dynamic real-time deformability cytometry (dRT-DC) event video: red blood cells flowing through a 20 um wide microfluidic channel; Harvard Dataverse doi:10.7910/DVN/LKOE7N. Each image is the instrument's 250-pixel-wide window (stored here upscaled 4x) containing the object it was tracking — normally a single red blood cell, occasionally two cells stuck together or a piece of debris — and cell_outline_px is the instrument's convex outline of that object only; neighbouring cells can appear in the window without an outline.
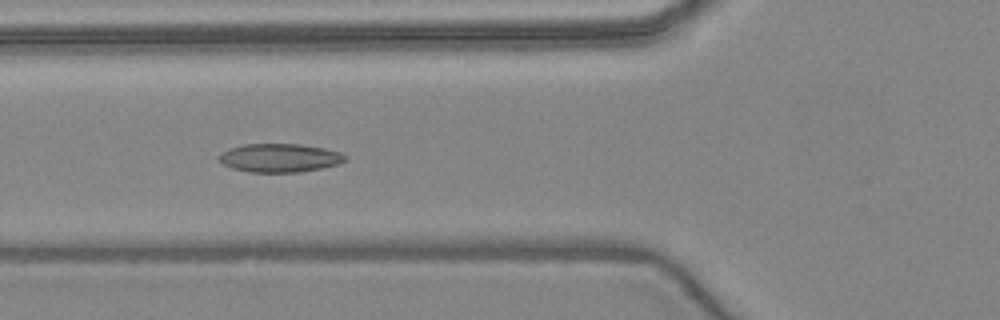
{"species": "common noctule bat (a hibernating species)", "species_latin": "Nyctalus noctula", "temperature_condition": "warm", "stored_images_in_passage": 5, "camera_frame_rate_fps": 3000, "um_per_image_px": 0.085, "animal": {"sex": "female", "body_mass_g": 24.6, "forearm_length_mm": 56.2}, "frame": {"image": 1, "passage_image": 4, "time_ms": 4.667, "image_size_px": [1000, 320], "cell_outline_px": [[348, 156], [340, 164], [300, 172], [248, 172], [232, 168], [224, 164], [216, 156], [228, 148], [244, 144], [300, 144], [324, 148], [340, 152]], "centroid_in_image_um": [23.76, 13.41], "position_along_channel_um": 102.0, "area_um2": 21.04}}
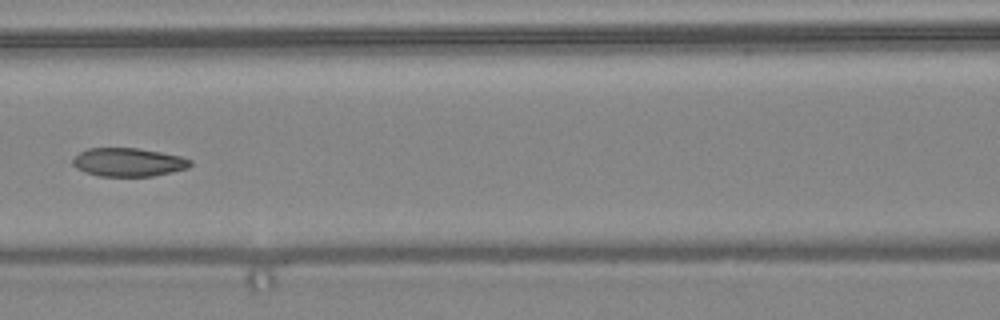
{"frame": {"image": 2, "passage_image": 5, "time_ms": 6.0, "image_size_px": [1000, 320], "cell_outline_px": [[192, 164], [188, 168], [172, 172], [152, 176], [96, 176], [84, 172], [76, 168], [72, 164], [72, 160], [80, 152], [88, 148], [136, 148], [160, 152], [180, 156], [192, 160]], "centroid_in_image_um": [10.9, 13.79], "position_along_channel_um": 155.7, "area_um2": 19.54}}